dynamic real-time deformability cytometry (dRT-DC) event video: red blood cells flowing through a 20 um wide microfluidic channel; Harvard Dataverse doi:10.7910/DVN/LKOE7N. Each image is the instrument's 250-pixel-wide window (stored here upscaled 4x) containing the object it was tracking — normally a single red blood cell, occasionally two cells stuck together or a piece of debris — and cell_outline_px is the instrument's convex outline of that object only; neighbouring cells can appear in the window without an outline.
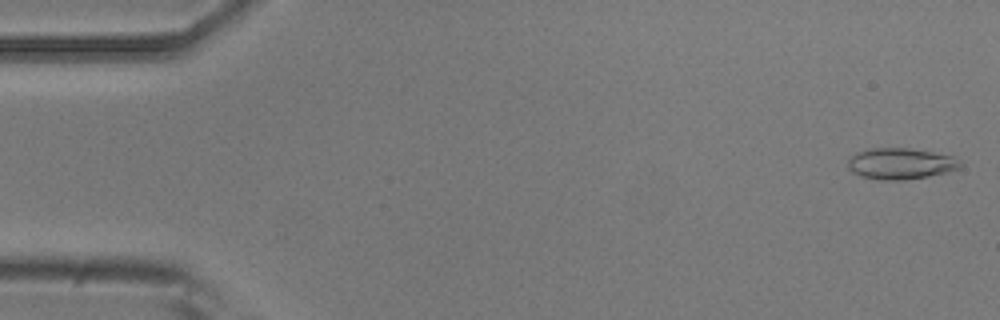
{"species": "common noctule bat (a hibernating species)", "species_latin": "Nyctalus noctula", "temperature_condition": "room temperature", "stored_images_in_passage": 53, "camera_frame_rate_fps": 3000, "um_per_image_px": 0.085, "animal": {"sex": "male", "body_mass_g": 20.5, "forearm_length_mm": 52.5}, "frame": {"image": 1, "passage_image": 2, "time_ms": 0.333, "image_size_px": [1000, 320], "cell_outline_px": [[964, 164], [960, 168], [928, 176], [904, 180], [880, 180], [860, 176], [852, 172], [848, 168], [848, 160], [856, 152], [872, 148], [908, 148], [932, 152], [952, 156], [960, 160]], "centroid_in_image_um": [76.54, 13.91], "position_along_channel_um": 8.5, "area_um2": 20.4}}
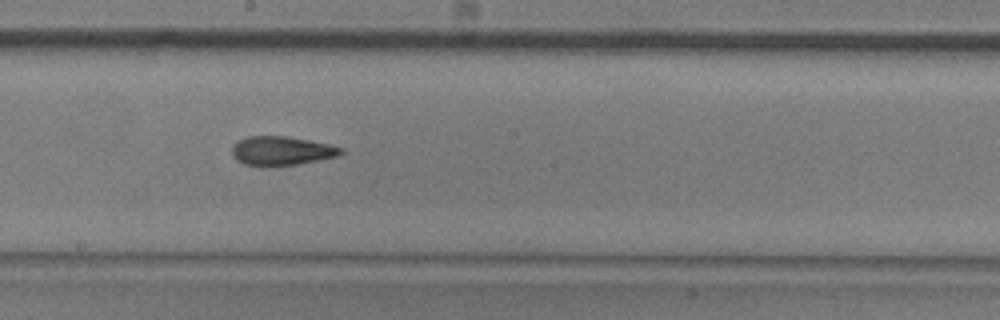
{"frame": {"image": 2, "passage_image": 29, "time_ms": 9.333, "image_size_px": [1000, 320], "cell_outline_px": [[344, 152], [340, 156], [296, 164], [244, 164], [236, 160], [232, 156], [232, 144], [248, 136], [284, 136], [308, 140], [328, 144], [344, 148]], "centroid_in_image_um": [23.95, 12.79], "position_along_channel_um": 224.2, "area_um2": 17.98}}
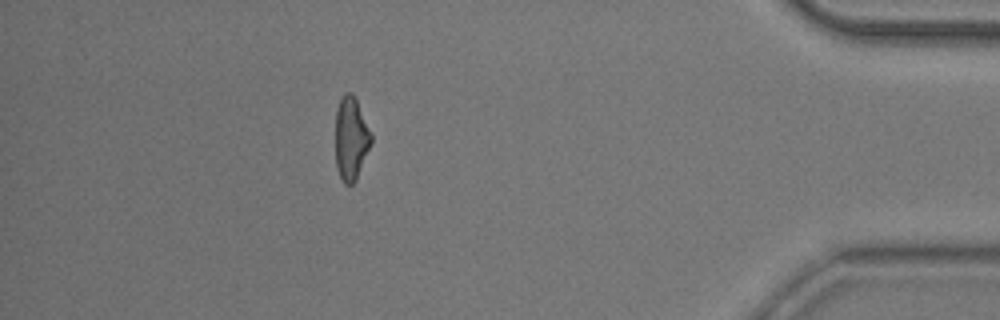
{"frame": {"image": 3, "passage_image": 47, "time_ms": 15.333, "image_size_px": [1000, 320], "cell_outline_px": [[372, 144], [356, 180], [352, 184], [344, 184], [336, 168], [336, 108], [340, 100], [348, 92], [352, 92], [372, 132]], "centroid_in_image_um": [29.85, 11.8], "position_along_channel_um": 405.3, "area_um2": 17.4}, "authors_computed_cell_mechanics": {"area_um2": 18.3226, "velocity_mm_per_s": 3.8344, "shape_relaxation_time_tau1_ms": 9.1157, "shape_relaxation_time_tau2_ms": 3.0143, "deformation_change_tau1": 0.2088, "deformation_change_tau2": 0.1163}}